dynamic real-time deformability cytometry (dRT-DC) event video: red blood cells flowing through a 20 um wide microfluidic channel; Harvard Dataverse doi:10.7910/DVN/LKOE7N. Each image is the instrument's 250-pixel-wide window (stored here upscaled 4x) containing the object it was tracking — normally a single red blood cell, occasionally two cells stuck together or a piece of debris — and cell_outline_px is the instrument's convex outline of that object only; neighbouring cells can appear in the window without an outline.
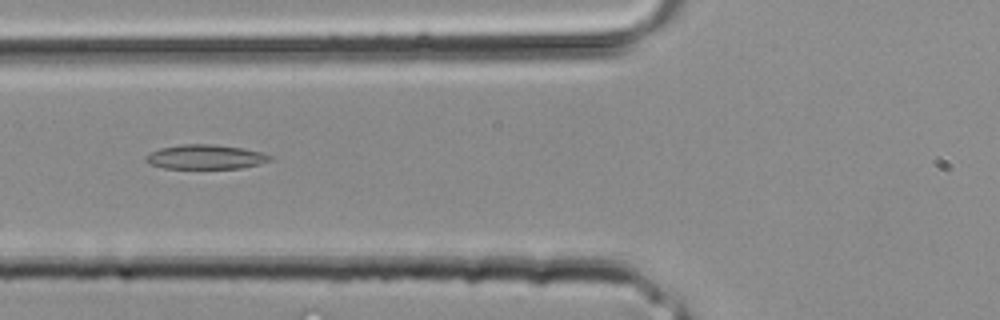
{"species": "common noctule bat (a hibernating species)", "species_latin": "Nyctalus noctula", "temperature_condition": "room temperature", "stored_images_in_passage": 27, "camera_frame_rate_fps": 3000, "um_per_image_px": 0.085, "animal": {"sex": "male", "body_mass_g": 20.4}, "frame": {"image": 1, "passage_image": 7, "time_ms": 2.0, "image_size_px": [1000, 320], "cell_outline_px": [[272, 160], [260, 164], [240, 168], [164, 168], [148, 164], [144, 160], [144, 156], [160, 148], [180, 144], [212, 144], [244, 148], [260, 152], [272, 156]], "centroid_in_image_um": [17.45, 13.33], "position_along_channel_um": 108.4, "area_um2": 17.74}}
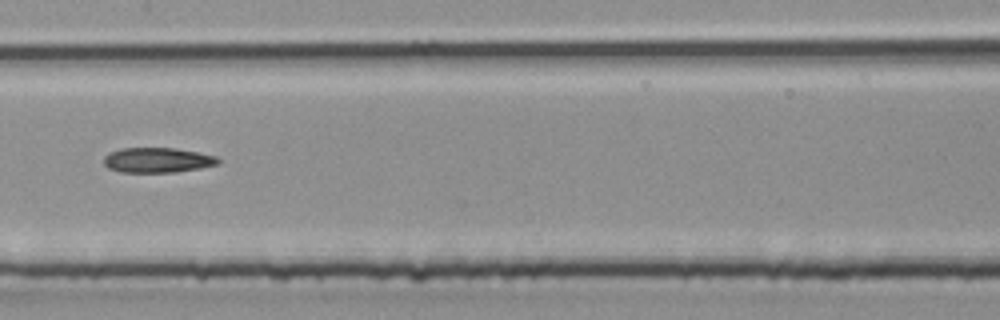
{"frame": {"image": 2, "passage_image": 11, "time_ms": 3.333, "image_size_px": [1000, 320], "cell_outline_px": [[220, 160], [216, 164], [200, 168], [176, 172], [120, 172], [108, 168], [104, 164], [104, 156], [108, 152], [120, 148], [176, 148], [216, 156]], "centroid_in_image_um": [13.33, 13.6], "position_along_channel_um": 194.1, "area_um2": 16.65}}
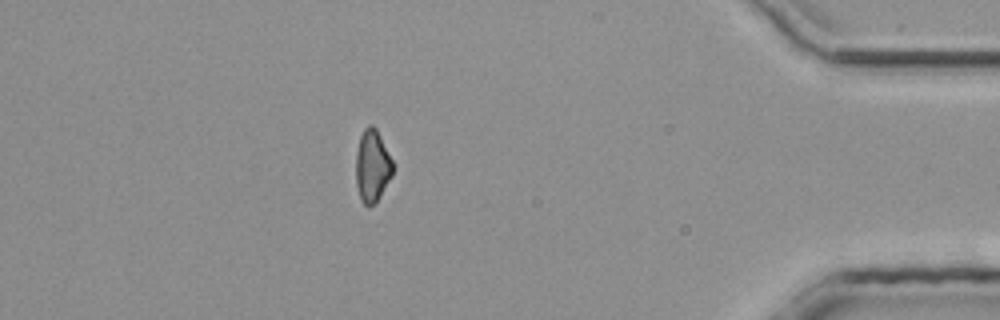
{"frame": {"image": 3, "passage_image": 23, "time_ms": 7.333, "image_size_px": [1000, 320], "cell_outline_px": [[396, 164], [392, 176], [376, 204], [368, 208], [364, 204], [360, 196], [356, 184], [356, 152], [360, 136], [364, 128], [368, 124], [372, 124], [376, 128]], "centroid_in_image_um": [31.68, 14.11], "position_along_channel_um": 403.5, "area_um2": 16.07}}